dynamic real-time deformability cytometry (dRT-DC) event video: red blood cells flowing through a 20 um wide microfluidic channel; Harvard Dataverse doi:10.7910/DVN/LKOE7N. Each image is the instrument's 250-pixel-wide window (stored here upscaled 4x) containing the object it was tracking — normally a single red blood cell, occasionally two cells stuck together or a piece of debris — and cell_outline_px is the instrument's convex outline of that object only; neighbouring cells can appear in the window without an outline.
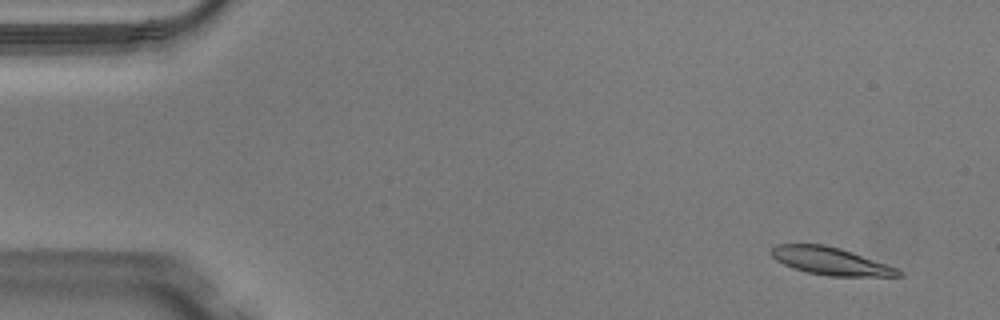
{"species": "Egyptian fruit bat (a non-hibernating species)", "species_latin": "Rousettus aegyptiacus", "temperature_condition": "warm", "stored_images_in_passage": 50, "camera_frame_rate_fps": 3000, "um_per_image_px": 0.085, "animal": {"sex": "male"}, "frame": {"image": 1, "passage_image": 4, "time_ms": 1.0, "image_size_px": [1000, 320], "cell_outline_px": [[904, 276], [828, 276], [808, 272], [792, 268], [776, 260], [772, 256], [772, 248], [776, 244], [824, 244], [840, 248], [852, 252], [896, 268], [904, 272]], "centroid_in_image_um": [70.59, 22.19], "position_along_channel_um": 14.4, "area_um2": 20.23}}
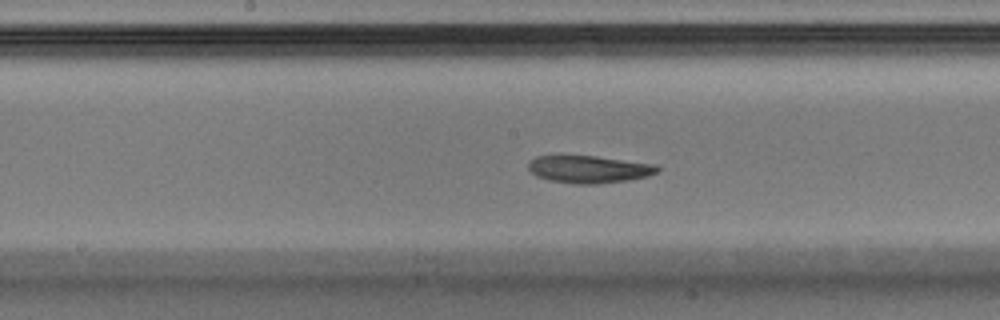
{"frame": {"image": 2, "passage_image": 26, "time_ms": 8.333, "image_size_px": [1000, 320], "cell_outline_px": [[660, 168], [656, 172], [648, 176], [628, 180], [596, 184], [572, 184], [548, 180], [536, 176], [528, 168], [528, 164], [536, 156], [596, 156], [656, 164]], "centroid_in_image_um": [50.07, 14.39], "position_along_channel_um": 198.1, "area_um2": 20.58}}
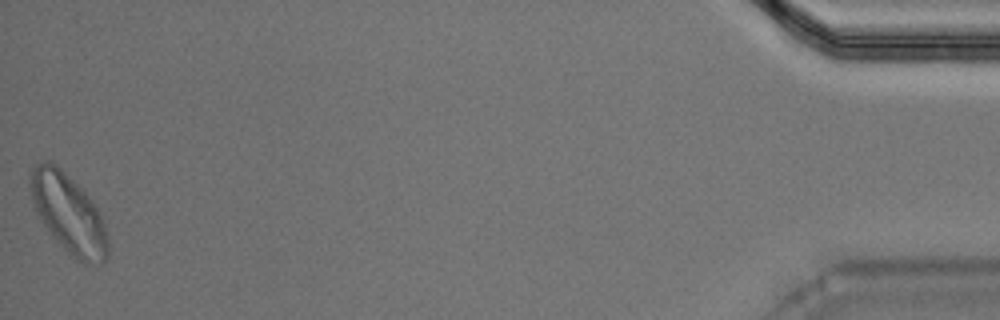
{"frame": {"image": 3, "passage_image": 50, "time_ms": 16.333, "image_size_px": [1000, 320], "cell_outline_px": [[108, 252], [104, 260], [100, 264], [84, 264], [68, 256], [52, 236], [36, 212], [32, 200], [28, 184], [32, 168], [36, 164], [44, 160], [48, 160], [56, 164], [88, 196], [100, 212], [104, 220], [108, 240]], "centroid_in_image_um": [5.82, 18.19], "position_along_channel_um": 429.4, "area_um2": 35.95}}